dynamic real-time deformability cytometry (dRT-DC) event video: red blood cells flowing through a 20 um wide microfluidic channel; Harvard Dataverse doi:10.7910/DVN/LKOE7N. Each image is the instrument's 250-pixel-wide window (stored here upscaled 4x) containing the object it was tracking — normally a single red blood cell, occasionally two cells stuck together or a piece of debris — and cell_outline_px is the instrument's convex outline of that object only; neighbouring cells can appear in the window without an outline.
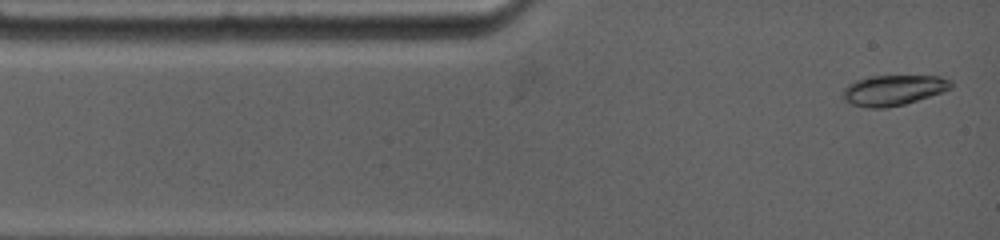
{"species": "common noctule bat (a hibernating species)", "species_latin": "Nyctalus noctula", "temperature_condition": "warm", "stored_images_in_passage": 14, "camera_frame_rate_fps": 4500, "um_per_image_px": 0.085, "animal": {"sex": "female", "body_mass_g": 19.0, "forearm_length_mm": 53.3}, "frame": {"image": 1, "passage_image": 1, "time_ms": 0.0, "image_size_px": [1000, 240], "cell_outline_px": [[952, 88], [904, 104], [888, 108], [868, 108], [852, 104], [844, 100], [840, 96], [844, 88], [848, 84], [856, 80], [872, 76], [940, 76], [952, 80]], "centroid_in_image_um": [75.89, 7.66], "position_along_channel_um": 9.1, "area_um2": 19.13}}
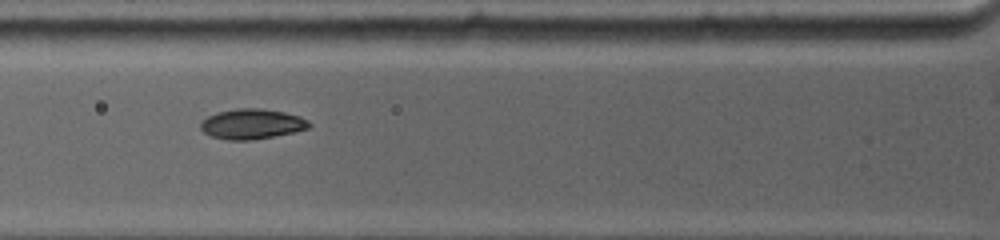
{"frame": {"image": 2, "passage_image": 10, "time_ms": 3.556, "image_size_px": [1000, 240], "cell_outline_px": [[312, 124], [308, 128], [292, 132], [252, 140], [228, 140], [212, 136], [204, 132], [200, 128], [200, 124], [208, 116], [216, 112], [236, 108], [260, 108], [284, 112], [300, 116], [308, 120]], "centroid_in_image_um": [21.41, 10.53], "position_along_channel_um": 104.4, "area_um2": 18.96}}
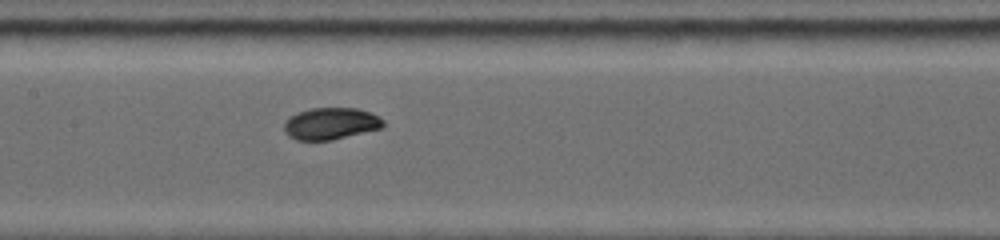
{"frame": {"image": 3, "passage_image": 14, "time_ms": 5.556, "image_size_px": [1000, 240], "cell_outline_px": [[384, 128], [332, 140], [296, 140], [288, 136], [284, 132], [284, 120], [288, 116], [312, 108], [356, 108], [372, 112], [380, 116], [384, 120]], "centroid_in_image_um": [28.14, 10.51], "position_along_channel_um": 179.3, "area_um2": 18.73}}